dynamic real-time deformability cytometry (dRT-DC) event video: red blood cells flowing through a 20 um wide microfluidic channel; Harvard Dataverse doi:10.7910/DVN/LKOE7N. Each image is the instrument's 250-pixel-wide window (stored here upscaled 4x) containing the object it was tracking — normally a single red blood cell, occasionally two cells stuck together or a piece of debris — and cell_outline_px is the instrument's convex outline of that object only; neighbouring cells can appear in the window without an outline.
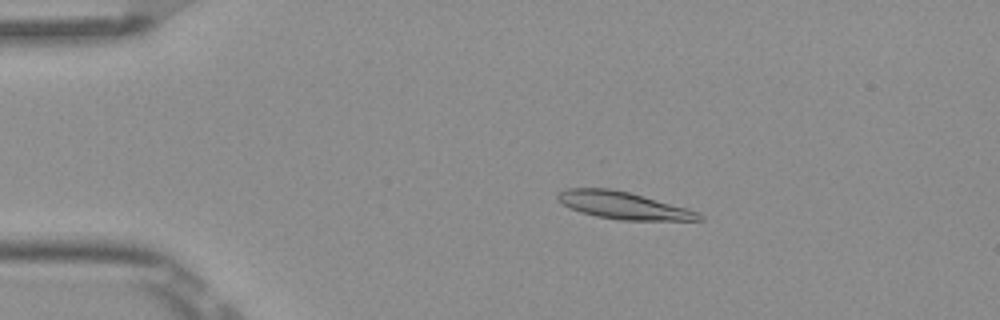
{"species": "Egyptian fruit bat (a non-hibernating species)", "species_latin": "Rousettus aegyptiacus", "temperature_condition": "room temperature", "stored_images_in_passage": 5, "camera_frame_rate_fps": 3000, "um_per_image_px": 0.085, "frame": {"image": 1, "passage_image": 3, "time_ms": 0.667, "image_size_px": [1000, 320], "cell_outline_px": [[704, 220], [620, 220], [596, 216], [580, 212], [568, 208], [556, 200], [556, 196], [560, 192], [568, 188], [612, 188], [628, 192], [688, 208], [700, 212], [704, 216]], "centroid_in_image_um": [52.98, 17.46], "position_along_channel_um": 32.0, "area_um2": 22.54}}
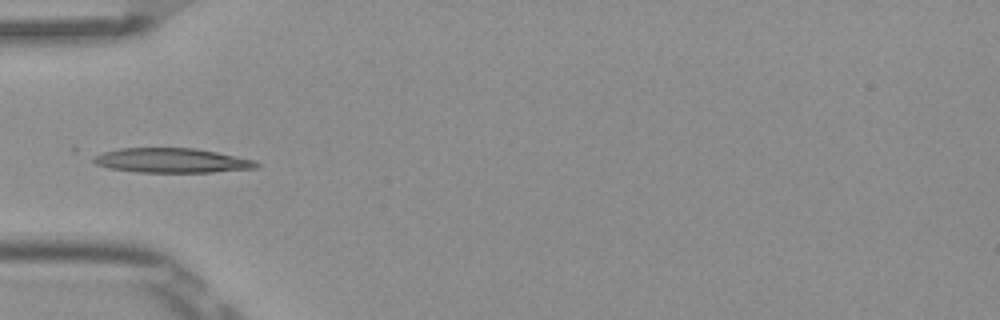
{"frame": {"image": 2, "passage_image": 5, "time_ms": 1.333, "image_size_px": [1000, 320], "cell_outline_px": [[260, 164], [256, 168], [212, 172], [136, 172], [108, 168], [96, 164], [92, 160], [92, 156], [104, 152], [120, 148], [196, 148], [256, 160]], "centroid_in_image_um": [14.59, 13.64], "position_along_channel_um": 70.4, "area_um2": 23.35}}